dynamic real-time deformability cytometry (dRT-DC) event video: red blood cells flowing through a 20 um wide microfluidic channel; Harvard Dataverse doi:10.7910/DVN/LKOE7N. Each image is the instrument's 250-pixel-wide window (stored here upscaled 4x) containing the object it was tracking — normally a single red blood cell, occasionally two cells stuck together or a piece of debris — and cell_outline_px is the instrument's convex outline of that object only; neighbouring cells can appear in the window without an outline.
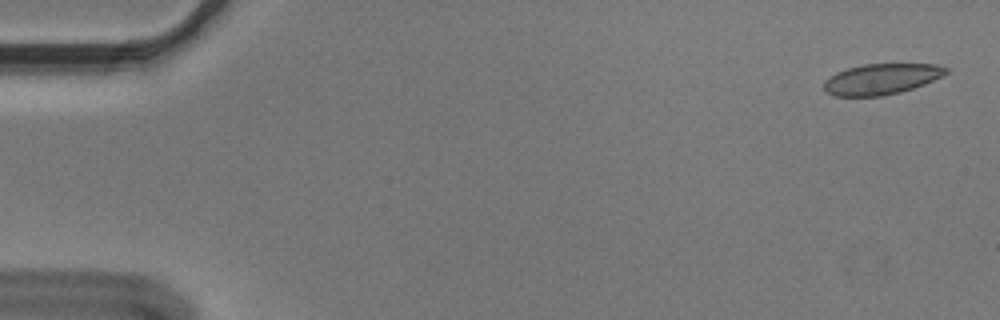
{"species": "Egyptian fruit bat (a non-hibernating species)", "species_latin": "Rousettus aegyptiacus", "temperature_condition": "cold", "stored_images_in_passage": 55, "camera_frame_rate_fps": 3000, "um_per_image_px": 0.085, "animal": {"sex": "male"}, "frame": {"image": 1, "passage_image": 2, "time_ms": 0.333, "image_size_px": [1000, 320], "cell_outline_px": [[948, 72], [924, 84], [900, 92], [884, 96], [832, 96], [824, 88], [824, 80], [836, 72], [848, 68], [864, 64], [936, 64], [948, 68]], "centroid_in_image_um": [74.89, 6.72], "position_along_channel_um": 10.1, "area_um2": 21.73}}
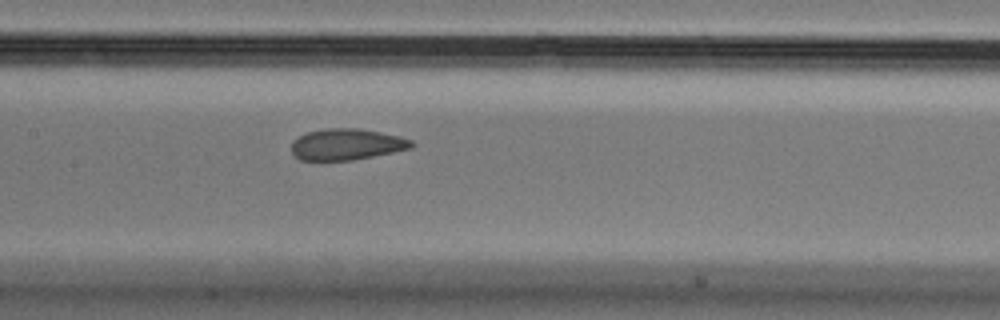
{"frame": {"image": 2, "passage_image": 27, "time_ms": 8.667, "image_size_px": [1000, 320], "cell_outline_px": [[416, 144], [412, 148], [352, 160], [300, 160], [292, 152], [292, 140], [308, 132], [324, 128], [360, 128], [400, 136], [412, 140]], "centroid_in_image_um": [29.48, 12.26], "position_along_channel_um": 177.9, "area_um2": 21.85}}
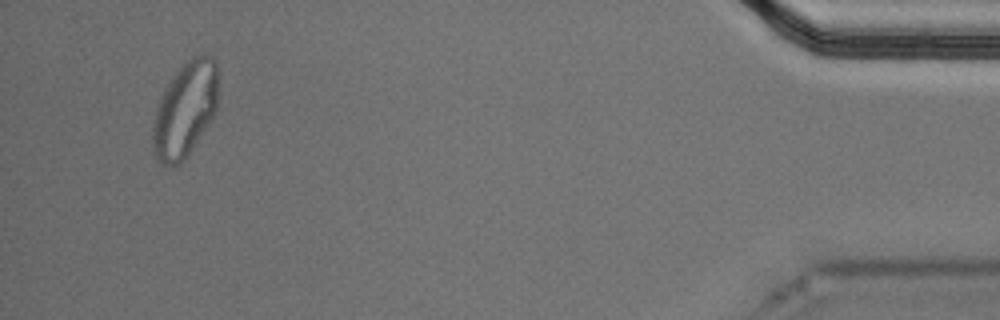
{"frame": {"image": 3, "passage_image": 53, "time_ms": 17.333, "image_size_px": [1000, 320], "cell_outline_px": [[216, 108], [212, 116], [184, 160], [180, 164], [164, 164], [156, 156], [152, 144], [152, 124], [156, 108], [160, 96], [164, 88], [172, 76], [192, 56], [200, 52], [204, 52], [212, 56], [216, 60]], "centroid_in_image_um": [15.7, 9.25], "position_along_channel_um": 419.5, "area_um2": 35.72}, "authors_computed_cell_mechanics": {"area_um2": 23.2356, "velocity_mm_per_s": 3.6024, "shape_relaxation_time_tau1_ms": null, "shape_relaxation_time_tau2_ms": 1.2526, "deformation_change_tau1": null, "deformation_change_tau2": 0.0544}}